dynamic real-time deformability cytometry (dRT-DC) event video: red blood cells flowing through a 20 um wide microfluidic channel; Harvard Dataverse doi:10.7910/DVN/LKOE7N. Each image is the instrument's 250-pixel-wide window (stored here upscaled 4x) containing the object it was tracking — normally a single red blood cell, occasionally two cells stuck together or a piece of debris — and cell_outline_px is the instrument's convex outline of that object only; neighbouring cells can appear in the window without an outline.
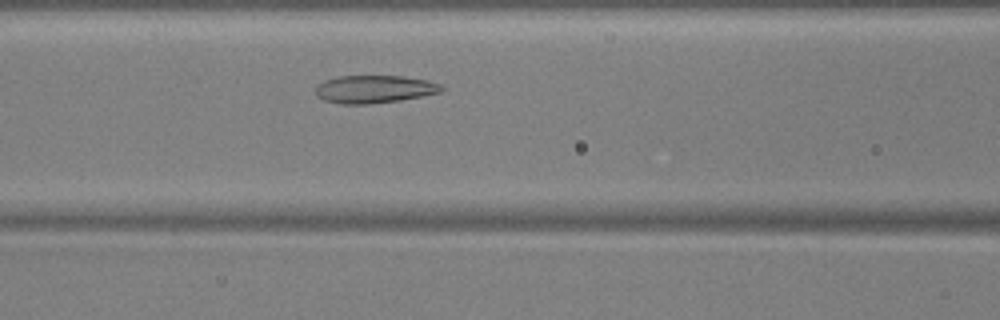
{"species": "common noctule bat (a hibernating species)", "species_latin": "Nyctalus noctula", "temperature_condition": "warm", "stored_images_in_passage": 39, "camera_frame_rate_fps": 3000, "um_per_image_px": 0.085, "animal": {"sex": "male", "body_mass_g": 17.9, "forearm_length_mm": 54.2}, "frame": {"image": 1, "passage_image": 12, "time_ms": 3.667, "image_size_px": [1000, 320], "cell_outline_px": [[444, 88], [440, 92], [400, 100], [368, 104], [340, 104], [324, 100], [316, 96], [312, 92], [316, 84], [324, 80], [336, 76], [400, 76], [428, 80], [440, 84]], "centroid_in_image_um": [31.72, 7.57], "position_along_channel_um": 134.9, "area_um2": 20.58}}
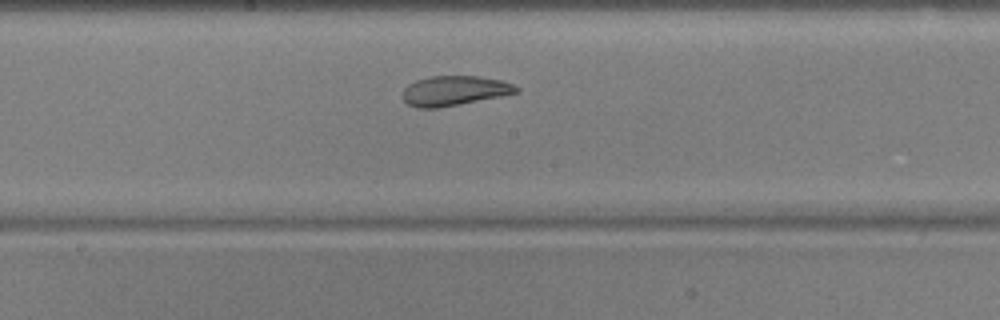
{"frame": {"image": 2, "passage_image": 18, "time_ms": 5.667, "image_size_px": [1000, 320], "cell_outline_px": [[520, 92], [440, 108], [416, 108], [408, 104], [404, 100], [404, 88], [408, 84], [416, 80], [432, 76], [480, 76], [500, 80], [512, 84], [520, 88]], "centroid_in_image_um": [38.62, 7.71], "position_along_channel_um": 209.6, "area_um2": 19.65}}
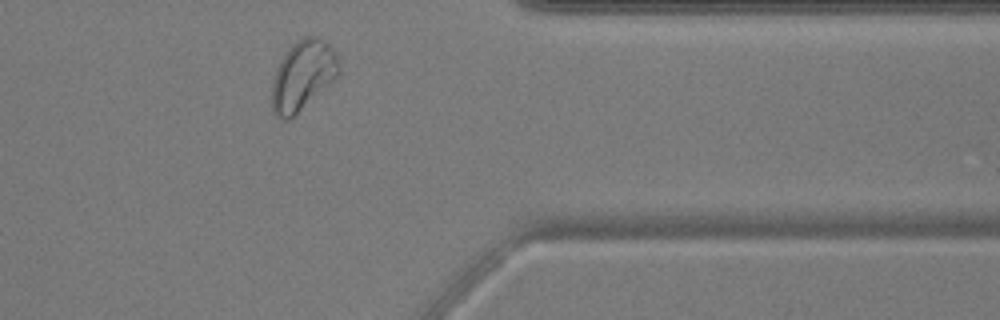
{"frame": {"image": 3, "passage_image": 33, "time_ms": 10.667, "image_size_px": [1000, 320], "cell_outline_px": [[340, 72], [336, 80], [288, 120], [280, 120], [272, 112], [272, 80], [276, 68], [280, 60], [288, 48], [296, 40], [304, 36], [320, 36], [336, 52], [340, 64]], "centroid_in_image_um": [25.75, 6.4], "position_along_channel_um": 385.7, "area_um2": 27.74}, "authors_computed_cell_mechanics": {"area_um2": 21.386, "velocity_mm_per_s": 3.7382, "shape_relaxation_time_tau1_ms": 5.5278, "shape_relaxation_time_tau2_ms": 0.9835, "deformation_change_tau1": 0.1787, "deformation_change_tau2": 0.0708}}